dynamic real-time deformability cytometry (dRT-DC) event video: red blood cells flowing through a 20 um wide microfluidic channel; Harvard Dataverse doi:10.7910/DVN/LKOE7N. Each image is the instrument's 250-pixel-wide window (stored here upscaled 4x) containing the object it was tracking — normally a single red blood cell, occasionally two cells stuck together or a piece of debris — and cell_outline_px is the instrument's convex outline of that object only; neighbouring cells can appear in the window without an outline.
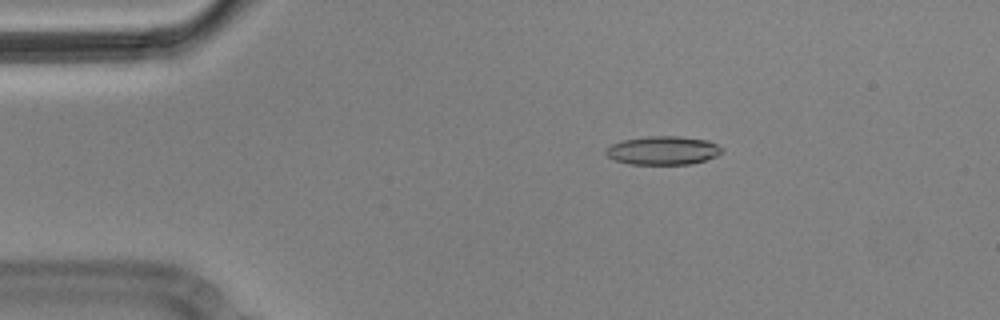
{"species": "Egyptian fruit bat (a non-hibernating species)", "species_latin": "Rousettus aegyptiacus", "temperature_condition": "cold", "stored_images_in_passage": 4, "camera_frame_rate_fps": 3000, "um_per_image_px": 0.085, "animal": {"sex": "male"}, "frame": {"image": 1, "passage_image": 3, "time_ms": 0.667, "image_size_px": [1000, 320], "cell_outline_px": [[724, 152], [716, 156], [704, 160], [688, 164], [628, 164], [616, 160], [608, 156], [604, 152], [604, 148], [612, 144], [624, 140], [648, 136], [680, 136], [708, 140], [724, 148]], "centroid_in_image_um": [56.36, 12.78], "position_along_channel_um": 28.6, "area_um2": 19.36}}